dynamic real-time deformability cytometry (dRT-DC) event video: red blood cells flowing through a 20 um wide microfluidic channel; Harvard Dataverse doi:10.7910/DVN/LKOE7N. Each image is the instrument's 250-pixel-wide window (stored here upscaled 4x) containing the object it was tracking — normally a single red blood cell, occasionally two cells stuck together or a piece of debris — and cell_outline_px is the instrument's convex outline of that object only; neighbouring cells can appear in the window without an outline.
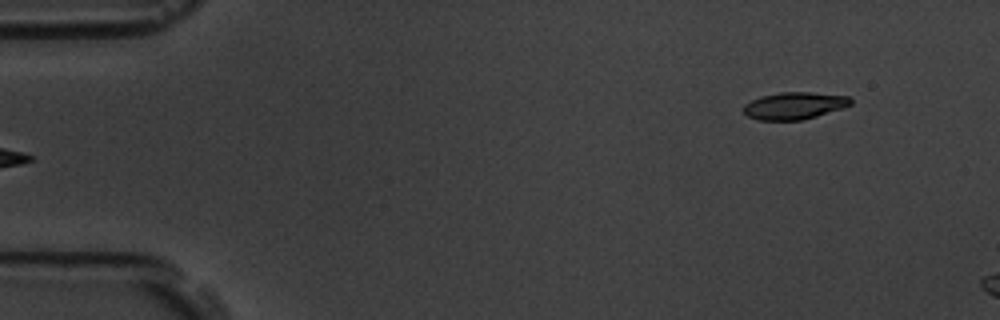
{"species": "common noctule bat (a hibernating species)", "species_latin": "Nyctalus noctula", "temperature_condition": "room temperature", "stored_images_in_passage": 5, "camera_frame_rate_fps": 3000, "um_per_image_px": 0.085, "animal": {"sex": "male", "body_mass_g": 19.5, "forearm_length_mm": 54.6}, "frame": {"image": 1, "passage_image": 5, "time_ms": 5.333, "image_size_px": [1000, 320], "cell_outline_px": [[852, 104], [844, 108], [816, 116], [800, 120], [760, 120], [748, 116], [744, 112], [744, 104], [760, 96], [780, 92], [812, 92], [848, 96], [852, 100]], "centroid_in_image_um": [67.54, 8.97], "position_along_channel_um": 17.5, "area_um2": 16.94}}